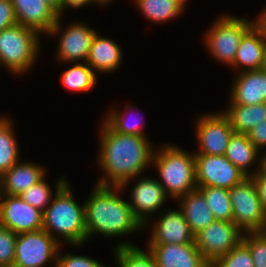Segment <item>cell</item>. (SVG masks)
Masks as SVG:
<instances>
[{"label": "cell", "mask_w": 266, "mask_h": 267, "mask_svg": "<svg viewBox=\"0 0 266 267\" xmlns=\"http://www.w3.org/2000/svg\"><path fill=\"white\" fill-rule=\"evenodd\" d=\"M99 127L97 160L105 177L99 179L97 185L126 189L131 180L139 179L142 171L151 166L154 147L147 136L118 133L104 119Z\"/></svg>", "instance_id": "6da1fadb"}, {"label": "cell", "mask_w": 266, "mask_h": 267, "mask_svg": "<svg viewBox=\"0 0 266 267\" xmlns=\"http://www.w3.org/2000/svg\"><path fill=\"white\" fill-rule=\"evenodd\" d=\"M93 189L84 202L87 241L93 234L110 239L144 229L129 203L120 197V187L96 184Z\"/></svg>", "instance_id": "7a4b0ae2"}, {"label": "cell", "mask_w": 266, "mask_h": 267, "mask_svg": "<svg viewBox=\"0 0 266 267\" xmlns=\"http://www.w3.org/2000/svg\"><path fill=\"white\" fill-rule=\"evenodd\" d=\"M54 187V199L43 211L42 229L61 245V241L74 246L84 244L87 241L85 204L80 205L75 201L72 188L64 177L60 176ZM55 233L61 240L55 237Z\"/></svg>", "instance_id": "3957f363"}, {"label": "cell", "mask_w": 266, "mask_h": 267, "mask_svg": "<svg viewBox=\"0 0 266 267\" xmlns=\"http://www.w3.org/2000/svg\"><path fill=\"white\" fill-rule=\"evenodd\" d=\"M154 151L152 164L157 169L158 182L169 199L177 200L197 189L195 179V154L178 146L165 144Z\"/></svg>", "instance_id": "277c9868"}, {"label": "cell", "mask_w": 266, "mask_h": 267, "mask_svg": "<svg viewBox=\"0 0 266 267\" xmlns=\"http://www.w3.org/2000/svg\"><path fill=\"white\" fill-rule=\"evenodd\" d=\"M39 36L37 31L20 24L0 31V65L15 75L28 72L40 52Z\"/></svg>", "instance_id": "5b68a950"}, {"label": "cell", "mask_w": 266, "mask_h": 267, "mask_svg": "<svg viewBox=\"0 0 266 267\" xmlns=\"http://www.w3.org/2000/svg\"><path fill=\"white\" fill-rule=\"evenodd\" d=\"M256 23L247 18L221 16L210 26L205 36V44L214 59L230 67L243 35Z\"/></svg>", "instance_id": "8992f818"}, {"label": "cell", "mask_w": 266, "mask_h": 267, "mask_svg": "<svg viewBox=\"0 0 266 267\" xmlns=\"http://www.w3.org/2000/svg\"><path fill=\"white\" fill-rule=\"evenodd\" d=\"M229 198L233 222L243 233L266 231V213L250 176L229 190Z\"/></svg>", "instance_id": "52a82bcc"}, {"label": "cell", "mask_w": 266, "mask_h": 267, "mask_svg": "<svg viewBox=\"0 0 266 267\" xmlns=\"http://www.w3.org/2000/svg\"><path fill=\"white\" fill-rule=\"evenodd\" d=\"M61 244L44 229L17 235L14 267H45L56 259Z\"/></svg>", "instance_id": "ba28073f"}, {"label": "cell", "mask_w": 266, "mask_h": 267, "mask_svg": "<svg viewBox=\"0 0 266 267\" xmlns=\"http://www.w3.org/2000/svg\"><path fill=\"white\" fill-rule=\"evenodd\" d=\"M243 232L234 222L215 220L194 236L197 249L212 265L219 257L236 247Z\"/></svg>", "instance_id": "9c48e42d"}, {"label": "cell", "mask_w": 266, "mask_h": 267, "mask_svg": "<svg viewBox=\"0 0 266 267\" xmlns=\"http://www.w3.org/2000/svg\"><path fill=\"white\" fill-rule=\"evenodd\" d=\"M246 177L224 155L195 154L197 186H213L230 190Z\"/></svg>", "instance_id": "30bf717a"}, {"label": "cell", "mask_w": 266, "mask_h": 267, "mask_svg": "<svg viewBox=\"0 0 266 267\" xmlns=\"http://www.w3.org/2000/svg\"><path fill=\"white\" fill-rule=\"evenodd\" d=\"M195 126L199 149L194 154L225 155L234 130L221 111L200 115Z\"/></svg>", "instance_id": "8fae6325"}, {"label": "cell", "mask_w": 266, "mask_h": 267, "mask_svg": "<svg viewBox=\"0 0 266 267\" xmlns=\"http://www.w3.org/2000/svg\"><path fill=\"white\" fill-rule=\"evenodd\" d=\"M43 212L20 196L0 194V225L18 234L42 229Z\"/></svg>", "instance_id": "7c38bea8"}, {"label": "cell", "mask_w": 266, "mask_h": 267, "mask_svg": "<svg viewBox=\"0 0 266 267\" xmlns=\"http://www.w3.org/2000/svg\"><path fill=\"white\" fill-rule=\"evenodd\" d=\"M16 14L17 24L40 33L56 36L60 32L59 15L43 0H11Z\"/></svg>", "instance_id": "4fadbf2b"}, {"label": "cell", "mask_w": 266, "mask_h": 267, "mask_svg": "<svg viewBox=\"0 0 266 267\" xmlns=\"http://www.w3.org/2000/svg\"><path fill=\"white\" fill-rule=\"evenodd\" d=\"M128 202L136 218L147 227L150 214L160 210L169 197L158 179L144 177L135 181Z\"/></svg>", "instance_id": "5bb4252c"}, {"label": "cell", "mask_w": 266, "mask_h": 267, "mask_svg": "<svg viewBox=\"0 0 266 267\" xmlns=\"http://www.w3.org/2000/svg\"><path fill=\"white\" fill-rule=\"evenodd\" d=\"M60 33L56 56L62 63L86 62L96 32L82 22H73ZM64 61V62H63Z\"/></svg>", "instance_id": "9a60e30c"}, {"label": "cell", "mask_w": 266, "mask_h": 267, "mask_svg": "<svg viewBox=\"0 0 266 267\" xmlns=\"http://www.w3.org/2000/svg\"><path fill=\"white\" fill-rule=\"evenodd\" d=\"M157 267H211L197 249L195 241L189 244H148Z\"/></svg>", "instance_id": "2e32d148"}, {"label": "cell", "mask_w": 266, "mask_h": 267, "mask_svg": "<svg viewBox=\"0 0 266 267\" xmlns=\"http://www.w3.org/2000/svg\"><path fill=\"white\" fill-rule=\"evenodd\" d=\"M155 222L152 224L149 244H189L194 242V235L180 208L167 210Z\"/></svg>", "instance_id": "e0dca14e"}, {"label": "cell", "mask_w": 266, "mask_h": 267, "mask_svg": "<svg viewBox=\"0 0 266 267\" xmlns=\"http://www.w3.org/2000/svg\"><path fill=\"white\" fill-rule=\"evenodd\" d=\"M238 72L231 89L230 104L266 103V71L259 69Z\"/></svg>", "instance_id": "ac0fdd59"}, {"label": "cell", "mask_w": 266, "mask_h": 267, "mask_svg": "<svg viewBox=\"0 0 266 267\" xmlns=\"http://www.w3.org/2000/svg\"><path fill=\"white\" fill-rule=\"evenodd\" d=\"M45 172L42 165L19 161L0 177V194L19 196L46 176Z\"/></svg>", "instance_id": "d6986e66"}, {"label": "cell", "mask_w": 266, "mask_h": 267, "mask_svg": "<svg viewBox=\"0 0 266 267\" xmlns=\"http://www.w3.org/2000/svg\"><path fill=\"white\" fill-rule=\"evenodd\" d=\"M265 36L255 23L242 37L231 67L242 68L241 71L262 69ZM245 67V68H243Z\"/></svg>", "instance_id": "ffe728a7"}, {"label": "cell", "mask_w": 266, "mask_h": 267, "mask_svg": "<svg viewBox=\"0 0 266 267\" xmlns=\"http://www.w3.org/2000/svg\"><path fill=\"white\" fill-rule=\"evenodd\" d=\"M97 33L93 37L86 63L95 73H112L122 64V49L112 39Z\"/></svg>", "instance_id": "44dd1931"}, {"label": "cell", "mask_w": 266, "mask_h": 267, "mask_svg": "<svg viewBox=\"0 0 266 267\" xmlns=\"http://www.w3.org/2000/svg\"><path fill=\"white\" fill-rule=\"evenodd\" d=\"M224 156L247 177L254 175L260 169V163H258L260 162V151L249 140L247 134L234 132ZM254 163H258L256 164L258 167L254 169L255 171L249 170Z\"/></svg>", "instance_id": "7402d4cb"}, {"label": "cell", "mask_w": 266, "mask_h": 267, "mask_svg": "<svg viewBox=\"0 0 266 267\" xmlns=\"http://www.w3.org/2000/svg\"><path fill=\"white\" fill-rule=\"evenodd\" d=\"M179 200L180 209L188 222L191 233L195 236L216 219L207 206V202L202 193L195 189L181 196Z\"/></svg>", "instance_id": "603a6c76"}, {"label": "cell", "mask_w": 266, "mask_h": 267, "mask_svg": "<svg viewBox=\"0 0 266 267\" xmlns=\"http://www.w3.org/2000/svg\"><path fill=\"white\" fill-rule=\"evenodd\" d=\"M222 113L229 119L236 133L247 134L257 124L266 120V103L254 105L228 104Z\"/></svg>", "instance_id": "cb8c5ba5"}, {"label": "cell", "mask_w": 266, "mask_h": 267, "mask_svg": "<svg viewBox=\"0 0 266 267\" xmlns=\"http://www.w3.org/2000/svg\"><path fill=\"white\" fill-rule=\"evenodd\" d=\"M134 3L142 15L155 24L171 21L184 11L177 0H134Z\"/></svg>", "instance_id": "d4e9b609"}, {"label": "cell", "mask_w": 266, "mask_h": 267, "mask_svg": "<svg viewBox=\"0 0 266 267\" xmlns=\"http://www.w3.org/2000/svg\"><path fill=\"white\" fill-rule=\"evenodd\" d=\"M11 121L9 117H0V177L18 163L20 158Z\"/></svg>", "instance_id": "484cf974"}, {"label": "cell", "mask_w": 266, "mask_h": 267, "mask_svg": "<svg viewBox=\"0 0 266 267\" xmlns=\"http://www.w3.org/2000/svg\"><path fill=\"white\" fill-rule=\"evenodd\" d=\"M216 220L233 222L229 190L213 186H197Z\"/></svg>", "instance_id": "4316f807"}, {"label": "cell", "mask_w": 266, "mask_h": 267, "mask_svg": "<svg viewBox=\"0 0 266 267\" xmlns=\"http://www.w3.org/2000/svg\"><path fill=\"white\" fill-rule=\"evenodd\" d=\"M61 76L62 85L70 91L88 92L97 83V73L86 62L75 63Z\"/></svg>", "instance_id": "83f0119b"}, {"label": "cell", "mask_w": 266, "mask_h": 267, "mask_svg": "<svg viewBox=\"0 0 266 267\" xmlns=\"http://www.w3.org/2000/svg\"><path fill=\"white\" fill-rule=\"evenodd\" d=\"M114 252L118 267H157L154 255L149 248L148 251H144L131 243L120 242Z\"/></svg>", "instance_id": "f1b7e54d"}, {"label": "cell", "mask_w": 266, "mask_h": 267, "mask_svg": "<svg viewBox=\"0 0 266 267\" xmlns=\"http://www.w3.org/2000/svg\"><path fill=\"white\" fill-rule=\"evenodd\" d=\"M45 178L44 176L40 181L19 195L23 201L42 212L53 199L52 189L45 181Z\"/></svg>", "instance_id": "f546056e"}, {"label": "cell", "mask_w": 266, "mask_h": 267, "mask_svg": "<svg viewBox=\"0 0 266 267\" xmlns=\"http://www.w3.org/2000/svg\"><path fill=\"white\" fill-rule=\"evenodd\" d=\"M211 267H254L249 247L241 241L227 254L219 257Z\"/></svg>", "instance_id": "4dcf8cb0"}, {"label": "cell", "mask_w": 266, "mask_h": 267, "mask_svg": "<svg viewBox=\"0 0 266 267\" xmlns=\"http://www.w3.org/2000/svg\"><path fill=\"white\" fill-rule=\"evenodd\" d=\"M104 120L118 133L126 134V135H138V136H146L143 132L145 121L140 123L139 119L135 120L134 124L130 123V119L126 117L125 114H121V112L116 111L115 109H111L110 112L105 113ZM139 115V114H138Z\"/></svg>", "instance_id": "1f68e13d"}, {"label": "cell", "mask_w": 266, "mask_h": 267, "mask_svg": "<svg viewBox=\"0 0 266 267\" xmlns=\"http://www.w3.org/2000/svg\"><path fill=\"white\" fill-rule=\"evenodd\" d=\"M242 241L249 247L254 267H266V231L243 233Z\"/></svg>", "instance_id": "d6a6232c"}, {"label": "cell", "mask_w": 266, "mask_h": 267, "mask_svg": "<svg viewBox=\"0 0 266 267\" xmlns=\"http://www.w3.org/2000/svg\"><path fill=\"white\" fill-rule=\"evenodd\" d=\"M17 234L0 225V267L13 266Z\"/></svg>", "instance_id": "836d02e7"}, {"label": "cell", "mask_w": 266, "mask_h": 267, "mask_svg": "<svg viewBox=\"0 0 266 267\" xmlns=\"http://www.w3.org/2000/svg\"><path fill=\"white\" fill-rule=\"evenodd\" d=\"M60 249L57 254L56 265L54 267H106L100 264L97 260L89 258L88 256L73 255L66 253L60 254Z\"/></svg>", "instance_id": "e575fe53"}, {"label": "cell", "mask_w": 266, "mask_h": 267, "mask_svg": "<svg viewBox=\"0 0 266 267\" xmlns=\"http://www.w3.org/2000/svg\"><path fill=\"white\" fill-rule=\"evenodd\" d=\"M17 24L11 0H0V31Z\"/></svg>", "instance_id": "d590c367"}, {"label": "cell", "mask_w": 266, "mask_h": 267, "mask_svg": "<svg viewBox=\"0 0 266 267\" xmlns=\"http://www.w3.org/2000/svg\"><path fill=\"white\" fill-rule=\"evenodd\" d=\"M249 140L254 146L262 151L266 149V120L257 124L251 131L247 133ZM262 149V150H261Z\"/></svg>", "instance_id": "8d00e7d4"}, {"label": "cell", "mask_w": 266, "mask_h": 267, "mask_svg": "<svg viewBox=\"0 0 266 267\" xmlns=\"http://www.w3.org/2000/svg\"><path fill=\"white\" fill-rule=\"evenodd\" d=\"M256 186L258 197L261 201L262 207L266 213V175L256 172L250 176Z\"/></svg>", "instance_id": "74e56055"}, {"label": "cell", "mask_w": 266, "mask_h": 267, "mask_svg": "<svg viewBox=\"0 0 266 267\" xmlns=\"http://www.w3.org/2000/svg\"><path fill=\"white\" fill-rule=\"evenodd\" d=\"M89 4V0H62L61 2V15L67 11L68 8L79 9Z\"/></svg>", "instance_id": "f35d334b"}, {"label": "cell", "mask_w": 266, "mask_h": 267, "mask_svg": "<svg viewBox=\"0 0 266 267\" xmlns=\"http://www.w3.org/2000/svg\"><path fill=\"white\" fill-rule=\"evenodd\" d=\"M256 24L262 29L266 38V9L261 12L258 18H255Z\"/></svg>", "instance_id": "ab89813d"}, {"label": "cell", "mask_w": 266, "mask_h": 267, "mask_svg": "<svg viewBox=\"0 0 266 267\" xmlns=\"http://www.w3.org/2000/svg\"><path fill=\"white\" fill-rule=\"evenodd\" d=\"M50 5L59 15H61V2L62 0H43Z\"/></svg>", "instance_id": "60d3db41"}, {"label": "cell", "mask_w": 266, "mask_h": 267, "mask_svg": "<svg viewBox=\"0 0 266 267\" xmlns=\"http://www.w3.org/2000/svg\"><path fill=\"white\" fill-rule=\"evenodd\" d=\"M259 163H260L259 172L266 175V151H265V153L260 152V162Z\"/></svg>", "instance_id": "b9f144b4"}, {"label": "cell", "mask_w": 266, "mask_h": 267, "mask_svg": "<svg viewBox=\"0 0 266 267\" xmlns=\"http://www.w3.org/2000/svg\"><path fill=\"white\" fill-rule=\"evenodd\" d=\"M112 1L113 0H89V4H94L95 3V5L98 3H100L101 5L103 4V5H108V4H110V3H112Z\"/></svg>", "instance_id": "7bdbcfd3"}, {"label": "cell", "mask_w": 266, "mask_h": 267, "mask_svg": "<svg viewBox=\"0 0 266 267\" xmlns=\"http://www.w3.org/2000/svg\"><path fill=\"white\" fill-rule=\"evenodd\" d=\"M262 69L266 71V38H265L264 57H263Z\"/></svg>", "instance_id": "ee69618b"}, {"label": "cell", "mask_w": 266, "mask_h": 267, "mask_svg": "<svg viewBox=\"0 0 266 267\" xmlns=\"http://www.w3.org/2000/svg\"><path fill=\"white\" fill-rule=\"evenodd\" d=\"M178 3L185 9V3H187L188 0H177Z\"/></svg>", "instance_id": "f6af8a7d"}]
</instances>
